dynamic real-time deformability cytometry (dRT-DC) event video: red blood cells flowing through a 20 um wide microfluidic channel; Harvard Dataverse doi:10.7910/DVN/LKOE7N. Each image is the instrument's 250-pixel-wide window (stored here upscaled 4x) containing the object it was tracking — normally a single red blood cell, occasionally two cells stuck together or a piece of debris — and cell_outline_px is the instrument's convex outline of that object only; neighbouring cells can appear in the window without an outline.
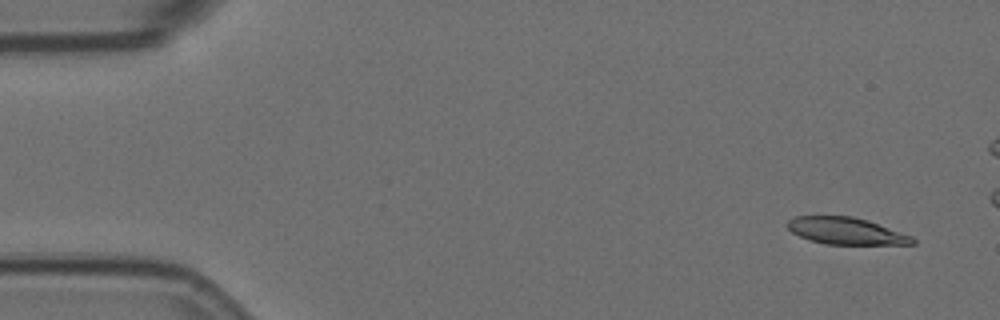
{"species": "Egyptian fruit bat (a non-hibernating species)", "species_latin": "Rousettus aegyptiacus", "temperature_condition": "room temperature", "stored_images_in_passage": 7, "camera_frame_rate_fps": 3000, "um_per_image_px": 0.085, "animal": {"sex": "female"}, "frame": {"image": 1, "passage_image": 1, "time_ms": 0.0, "image_size_px": [1000, 320], "cell_outline_px": [[916, 244], [824, 244], [808, 240], [792, 232], [784, 224], [788, 220], [796, 216], [852, 216], [868, 220], [912, 236], [916, 240]], "centroid_in_image_um": [71.89, 19.63], "position_along_channel_um": 13.1, "area_um2": 19.65}}
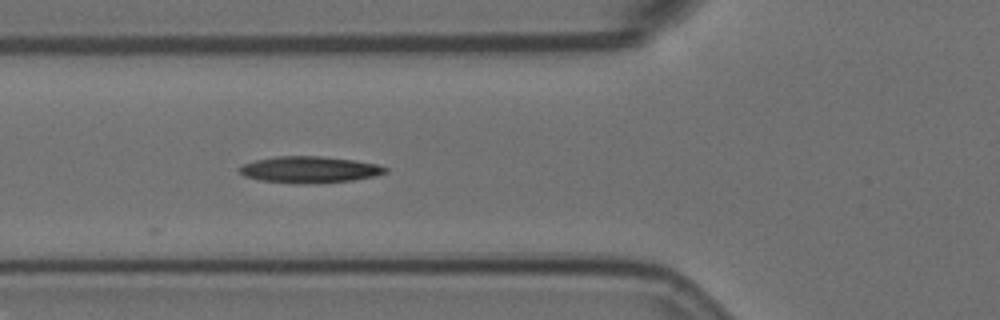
{"frame": {"image": 2, "passage_image": 6, "time_ms": 1.667, "image_size_px": [1000, 320], "cell_outline_px": [[388, 172], [376, 176], [352, 180], [304, 184], [292, 184], [260, 180], [244, 176], [236, 168], [244, 164], [256, 160], [276, 156], [320, 156], [352, 160], [376, 164], [388, 168]], "centroid_in_image_um": [26.28, 14.42], "position_along_channel_um": 99.5, "area_um2": 22.54}}